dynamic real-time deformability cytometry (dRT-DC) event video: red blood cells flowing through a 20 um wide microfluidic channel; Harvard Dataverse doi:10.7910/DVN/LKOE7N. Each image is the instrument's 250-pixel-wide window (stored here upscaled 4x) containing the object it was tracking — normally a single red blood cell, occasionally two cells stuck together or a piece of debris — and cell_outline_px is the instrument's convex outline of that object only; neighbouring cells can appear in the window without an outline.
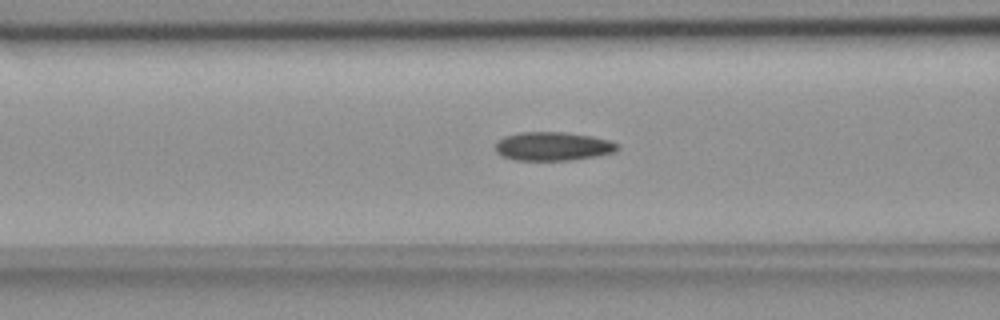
{"species": "common noctule bat (a hibernating species)", "species_latin": "Nyctalus noctula", "temperature_condition": "room temperature", "stored_images_in_passage": 49, "camera_frame_rate_fps": 3000, "um_per_image_px": 0.085, "animal": {"sex": "female", "body_mass_g": 18.4}, "frame": {"image": 1, "passage_image": 22, "time_ms": 7.0, "image_size_px": [1000, 320], "cell_outline_px": [[620, 148], [616, 152], [596, 156], [568, 160], [516, 160], [500, 156], [496, 152], [496, 140], [504, 136], [520, 132], [564, 132], [592, 136], [608, 140], [620, 144]], "centroid_in_image_um": [46.99, 12.43], "position_along_channel_um": 119.6, "area_um2": 20.58}}
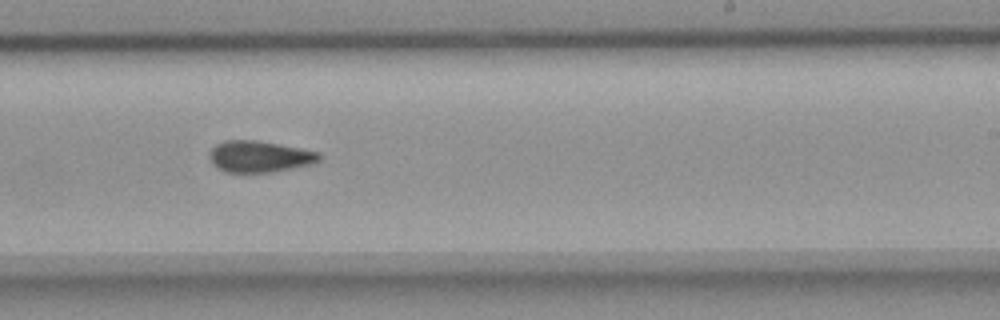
{"frame": {"image": 2, "passage_image": 34, "time_ms": 11.0, "image_size_px": [1000, 320], "cell_outline_px": [[320, 160], [308, 164], [272, 172], [224, 172], [216, 168], [212, 164], [208, 156], [212, 148], [216, 144], [224, 140], [256, 140], [300, 148], [316, 152], [320, 156]], "centroid_in_image_um": [21.96, 13.3], "position_along_channel_um": 267.0, "area_um2": 19.88}}
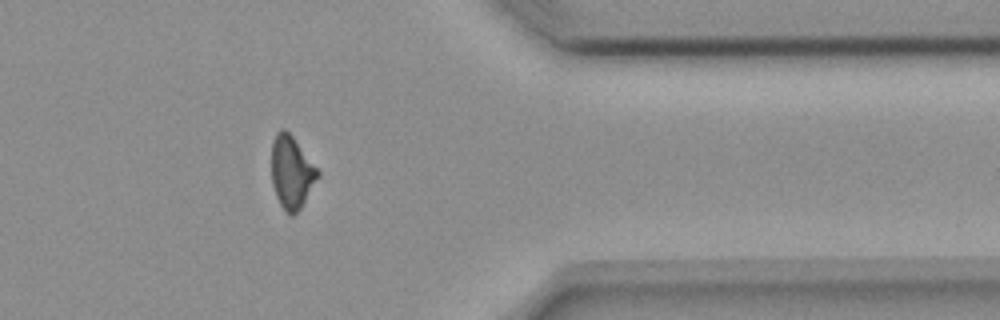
{"frame": {"image": 3, "passage_image": 45, "time_ms": 14.667, "image_size_px": [1000, 320], "cell_outline_px": [[320, 176], [300, 208], [292, 216], [280, 204], [276, 196], [272, 184], [272, 140], [276, 132], [280, 128], [284, 128], [292, 136], [320, 172]], "centroid_in_image_um": [24.78, 14.61], "position_along_channel_um": 386.6, "area_um2": 19.31}}